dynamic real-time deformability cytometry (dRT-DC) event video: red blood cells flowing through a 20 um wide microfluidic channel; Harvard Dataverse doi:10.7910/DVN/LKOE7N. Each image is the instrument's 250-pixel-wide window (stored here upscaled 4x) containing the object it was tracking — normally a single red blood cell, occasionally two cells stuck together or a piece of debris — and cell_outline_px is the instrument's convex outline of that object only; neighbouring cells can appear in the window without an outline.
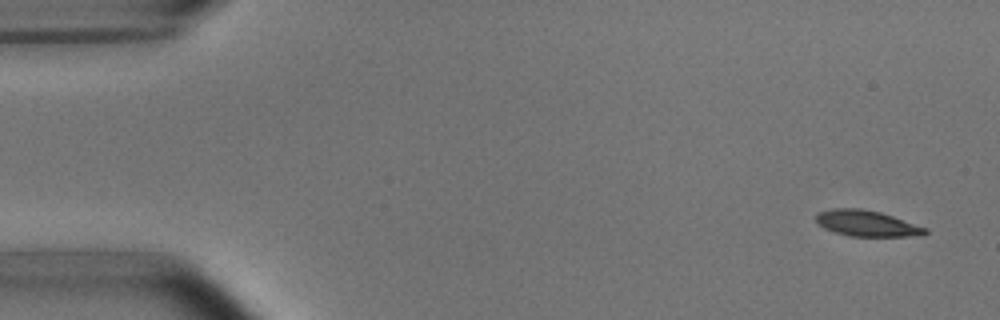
{"species": "common noctule bat (a hibernating species)", "species_latin": "Nyctalus noctula", "temperature_condition": "room temperature", "stored_images_in_passage": 8, "camera_frame_rate_fps": 3000, "um_per_image_px": 0.085, "animal": {"sex": "male", "body_mass_g": 15.6}, "frame": {"image": 1, "passage_image": 1, "time_ms": 0.0, "image_size_px": [1000, 320], "cell_outline_px": [[928, 232], [924, 236], [848, 236], [824, 228], [816, 220], [816, 216], [820, 212], [832, 208], [860, 208], [880, 212], [928, 228]], "centroid_in_image_um": [73.72, 18.99], "position_along_channel_um": 11.3, "area_um2": 16.42}}
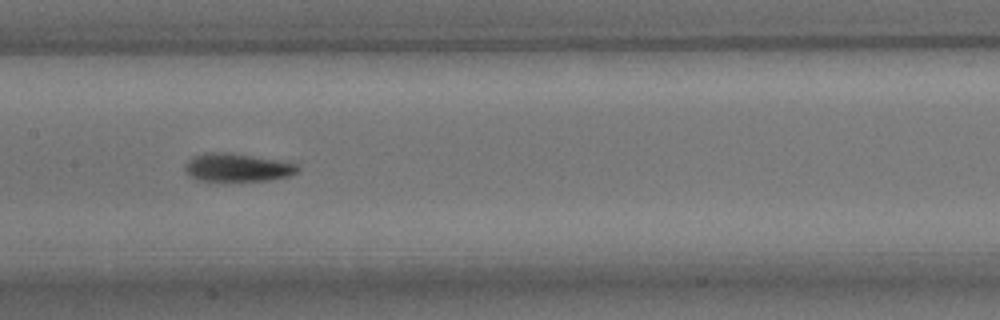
{"frame": {"image": 2, "passage_image": 7, "time_ms": 8.0, "image_size_px": [1000, 320], "cell_outline_px": [[300, 168], [296, 172], [288, 176], [268, 180], [196, 180], [184, 168], [188, 160], [192, 156], [204, 152], [228, 152], [288, 160], [296, 164]], "centroid_in_image_um": [20.22, 14.2], "position_along_channel_um": 187.2, "area_um2": 18.61}}
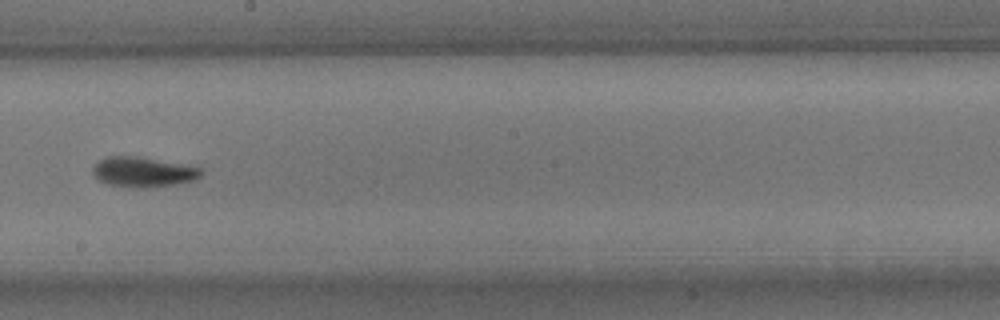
{"frame": {"image": 3, "passage_image": 8, "time_ms": 9.333, "image_size_px": [1000, 320], "cell_outline_px": [[204, 172], [196, 180], [176, 184], [140, 188], [132, 188], [108, 184], [100, 180], [92, 172], [92, 168], [100, 160], [108, 156], [136, 156], [204, 168]], "centroid_in_image_um": [12.2, 14.62], "position_along_channel_um": 236.0, "area_um2": 18.9}}